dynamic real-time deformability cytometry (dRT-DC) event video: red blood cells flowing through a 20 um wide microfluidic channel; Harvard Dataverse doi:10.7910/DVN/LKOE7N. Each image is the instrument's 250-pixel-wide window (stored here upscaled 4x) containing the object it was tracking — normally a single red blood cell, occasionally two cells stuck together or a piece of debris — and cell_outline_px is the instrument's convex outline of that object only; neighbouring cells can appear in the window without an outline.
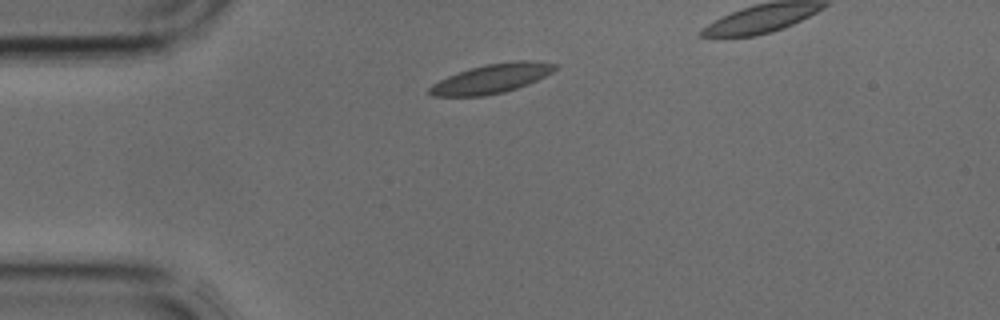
{"species": "common noctule bat (a hibernating species)", "species_latin": "Nyctalus noctula", "temperature_condition": "cold", "stored_images_in_passage": 2, "camera_frame_rate_fps": 3000, "um_per_image_px": 0.085, "animal": {"sex": "male", "body_mass_g": 17.9, "forearm_length_mm": 54.2}, "frame": {"image": 1, "passage_image": 2, "time_ms": 0.333, "image_size_px": [1000, 320], "cell_outline_px": [[560, 64], [552, 72], [528, 84], [504, 92], [484, 96], [432, 96], [428, 92], [428, 88], [432, 84], [448, 76], [484, 64], [516, 60], [532, 60]], "centroid_in_image_um": [41.81, 6.67], "position_along_channel_um": 43.2, "area_um2": 21.33}}